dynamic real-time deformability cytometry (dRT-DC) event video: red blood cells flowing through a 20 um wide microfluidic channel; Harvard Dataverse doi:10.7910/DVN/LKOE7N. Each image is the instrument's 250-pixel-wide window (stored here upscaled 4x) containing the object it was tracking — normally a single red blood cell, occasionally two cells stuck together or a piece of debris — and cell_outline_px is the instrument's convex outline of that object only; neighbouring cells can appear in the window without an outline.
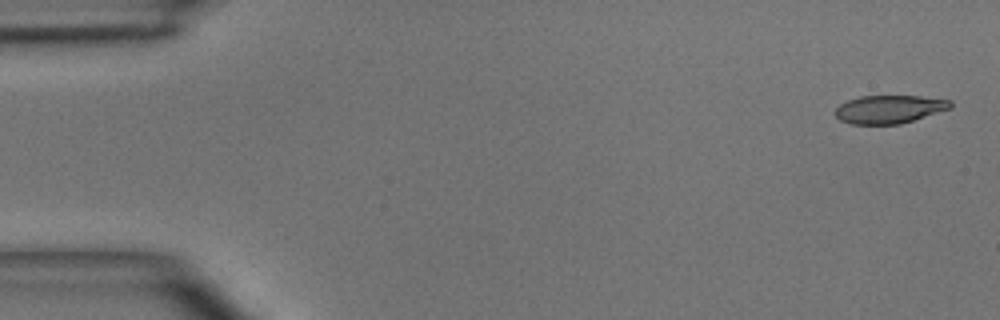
{"species": "common noctule bat (a hibernating species)", "species_latin": "Nyctalus noctula", "temperature_condition": "room temperature", "stored_images_in_passage": 4, "camera_frame_rate_fps": 3000, "um_per_image_px": 0.085, "animal": {"sex": "male", "body_mass_g": 15.6}, "frame": {"image": 1, "passage_image": 1, "time_ms": 0.0, "image_size_px": [1000, 320], "cell_outline_px": [[952, 108], [900, 124], [852, 124], [840, 120], [836, 116], [836, 108], [840, 104], [848, 100], [860, 96], [920, 96], [952, 100]], "centroid_in_image_um": [75.61, 9.28], "position_along_channel_um": 9.4, "area_um2": 18.84}}
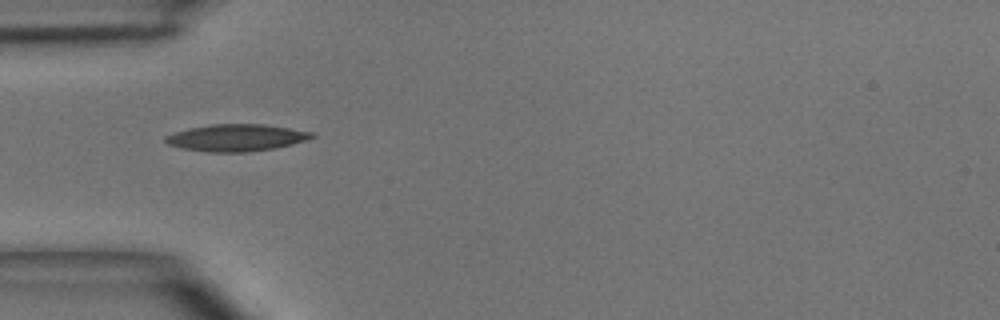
{"frame": {"image": 2, "passage_image": 4, "time_ms": 4.333, "image_size_px": [1000, 320], "cell_outline_px": [[316, 136], [308, 140], [276, 148], [248, 152], [208, 152], [184, 148], [168, 144], [164, 140], [164, 136], [188, 128], [212, 124], [264, 124], [316, 132]], "centroid_in_image_um": [20.15, 11.7], "position_along_channel_um": 64.9, "area_um2": 23.12}}